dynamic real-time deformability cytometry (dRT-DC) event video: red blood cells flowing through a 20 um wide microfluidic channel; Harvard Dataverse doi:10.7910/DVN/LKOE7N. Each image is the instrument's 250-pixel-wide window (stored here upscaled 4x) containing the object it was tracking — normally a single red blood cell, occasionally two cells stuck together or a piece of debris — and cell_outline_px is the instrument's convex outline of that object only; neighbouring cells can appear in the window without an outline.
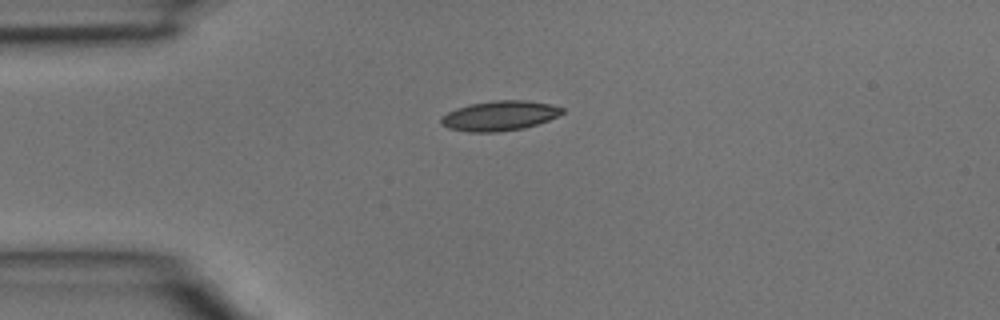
{"species": "common noctule bat (a hibernating species)", "species_latin": "Nyctalus noctula", "temperature_condition": "room temperature", "stored_images_in_passage": 2, "camera_frame_rate_fps": 3000, "um_per_image_px": 0.085, "animal": {"sex": "male", "body_mass_g": 15.6}, "frame": {"image": 1, "passage_image": 1, "time_ms": 0.0, "image_size_px": [1000, 320], "cell_outline_px": [[564, 112], [548, 120], [524, 128], [496, 132], [468, 132], [448, 128], [440, 124], [440, 116], [456, 108], [468, 104], [492, 100], [524, 100], [552, 104], [564, 108]], "centroid_in_image_um": [42.42, 9.83], "position_along_channel_um": 42.6, "area_um2": 21.21}}